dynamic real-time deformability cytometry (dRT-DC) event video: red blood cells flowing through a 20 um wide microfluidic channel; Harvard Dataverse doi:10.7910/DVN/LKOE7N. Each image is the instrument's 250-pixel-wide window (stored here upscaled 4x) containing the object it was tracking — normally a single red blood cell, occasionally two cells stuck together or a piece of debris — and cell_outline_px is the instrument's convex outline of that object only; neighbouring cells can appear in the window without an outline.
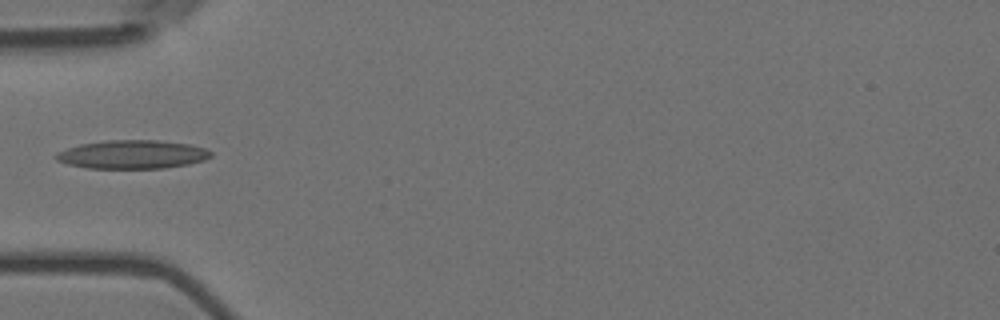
{"species": "Egyptian fruit bat (a non-hibernating species)", "species_latin": "Rousettus aegyptiacus", "temperature_condition": "room temperature", "stored_images_in_passage": 5, "camera_frame_rate_fps": 3000, "um_per_image_px": 0.085, "animal": {"sex": "female"}, "frame": {"image": 1, "passage_image": 4, "time_ms": 1.0, "image_size_px": [1000, 320], "cell_outline_px": [[212, 156], [204, 160], [188, 164], [164, 168], [88, 168], [68, 164], [56, 160], [52, 156], [56, 152], [80, 144], [108, 140], [156, 140], [188, 144], [204, 148], [212, 152]], "centroid_in_image_um": [11.22, 13.13], "position_along_channel_um": 73.8, "area_um2": 25.72}}
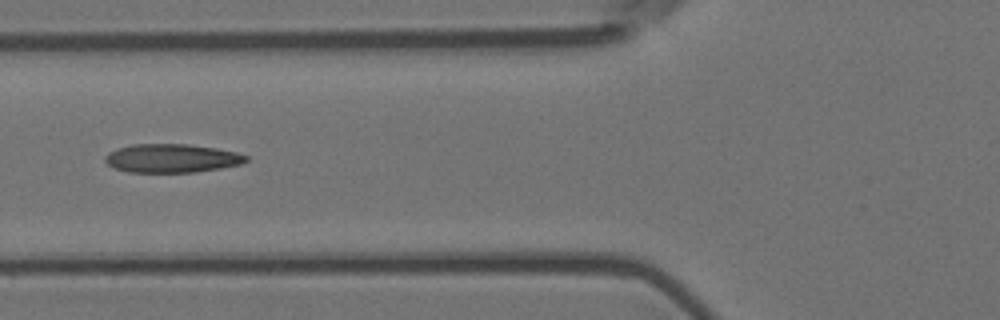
{"frame": {"image": 2, "passage_image": 5, "time_ms": 1.333, "image_size_px": [1000, 320], "cell_outline_px": [[248, 160], [240, 164], [220, 168], [196, 172], [128, 172], [116, 168], [108, 164], [104, 160], [104, 156], [108, 152], [116, 148], [132, 144], [188, 144], [216, 148], [236, 152], [248, 156]], "centroid_in_image_um": [14.58, 13.44], "position_along_channel_um": 111.2, "area_um2": 23.52}}